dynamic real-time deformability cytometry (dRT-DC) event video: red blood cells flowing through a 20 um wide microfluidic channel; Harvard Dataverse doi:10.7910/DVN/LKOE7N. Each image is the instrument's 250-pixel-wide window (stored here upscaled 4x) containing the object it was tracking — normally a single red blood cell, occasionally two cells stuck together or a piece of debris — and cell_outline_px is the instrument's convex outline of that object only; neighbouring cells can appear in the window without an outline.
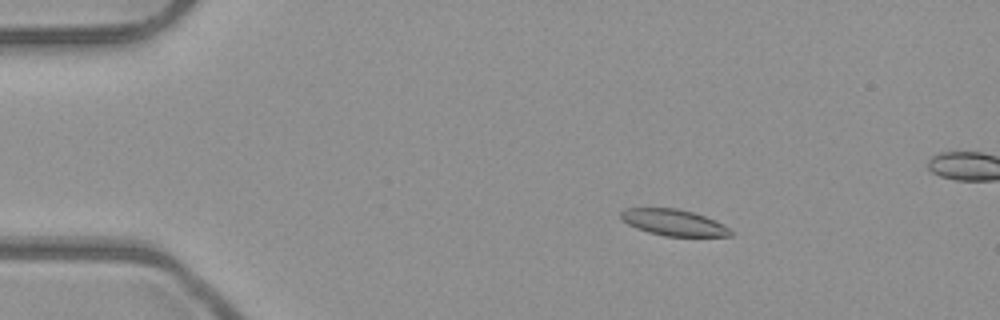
{"species": "common noctule bat (a hibernating species)", "species_latin": "Nyctalus noctula", "temperature_condition": "room temperature", "stored_images_in_passage": 53, "camera_frame_rate_fps": 3000, "um_per_image_px": 0.085, "animal": {"sex": "male", "body_mass_g": 23.1, "forearm_length_mm": 52.7}, "frame": {"image": 1, "passage_image": 9, "time_ms": 2.667, "image_size_px": [1000, 320], "cell_outline_px": [[732, 236], [664, 236], [648, 232], [636, 228], [620, 220], [620, 212], [624, 208], [676, 208], [692, 212], [704, 216], [724, 224], [732, 232]], "centroid_in_image_um": [57.22, 18.91], "position_along_channel_um": 27.8, "area_um2": 16.82}}
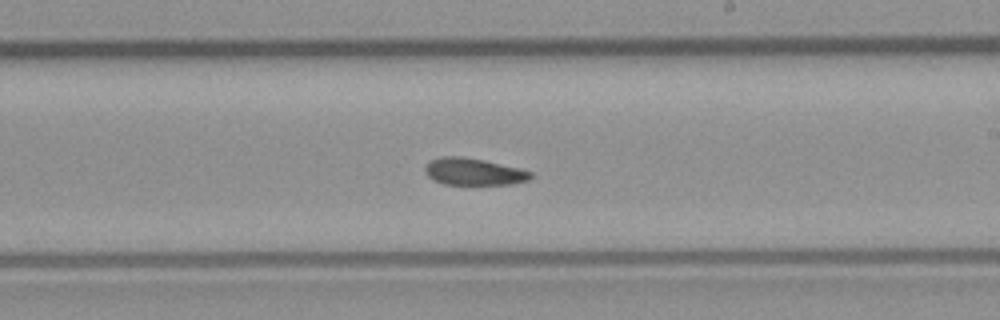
{"frame": {"image": 2, "passage_image": 31, "time_ms": 10.0, "image_size_px": [1000, 320], "cell_outline_px": [[532, 176], [528, 180], [512, 184], [444, 184], [432, 180], [424, 172], [424, 168], [432, 160], [440, 156], [460, 156], [484, 160], [520, 168], [532, 172]], "centroid_in_image_um": [40.25, 14.59], "position_along_channel_um": 248.8, "area_um2": 16.59}}
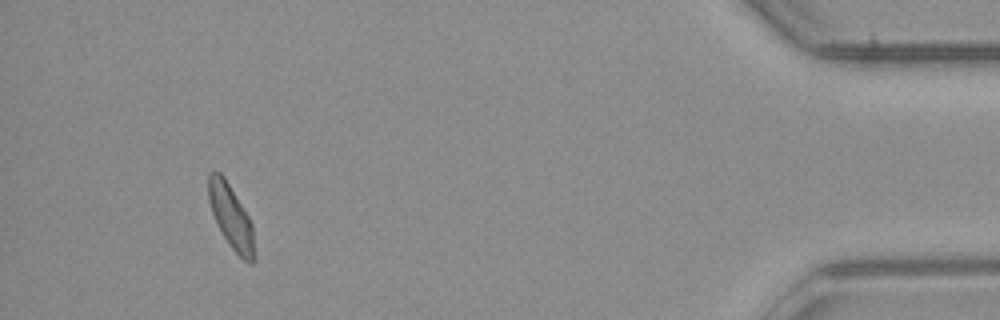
{"frame": {"image": 3, "passage_image": 49, "time_ms": 16.0, "image_size_px": [1000, 320], "cell_outline_px": [[256, 260], [252, 264], [248, 264], [228, 244], [212, 212], [208, 200], [208, 176], [212, 172], [220, 172], [224, 176], [248, 216], [252, 224], [256, 256]], "centroid_in_image_um": [19.67, 18.47], "position_along_channel_um": 415.5, "area_um2": 16.94}, "authors_computed_cell_mechanics": {"area_um2": 17.2244, "velocity_mm_per_s": 3.9413, "shape_relaxation_time_tau1_ms": 5.6191, "shape_relaxation_time_tau2_ms": 3.7424, "deformation_change_tau1": 0.1287, "deformation_change_tau2": 0.093}}